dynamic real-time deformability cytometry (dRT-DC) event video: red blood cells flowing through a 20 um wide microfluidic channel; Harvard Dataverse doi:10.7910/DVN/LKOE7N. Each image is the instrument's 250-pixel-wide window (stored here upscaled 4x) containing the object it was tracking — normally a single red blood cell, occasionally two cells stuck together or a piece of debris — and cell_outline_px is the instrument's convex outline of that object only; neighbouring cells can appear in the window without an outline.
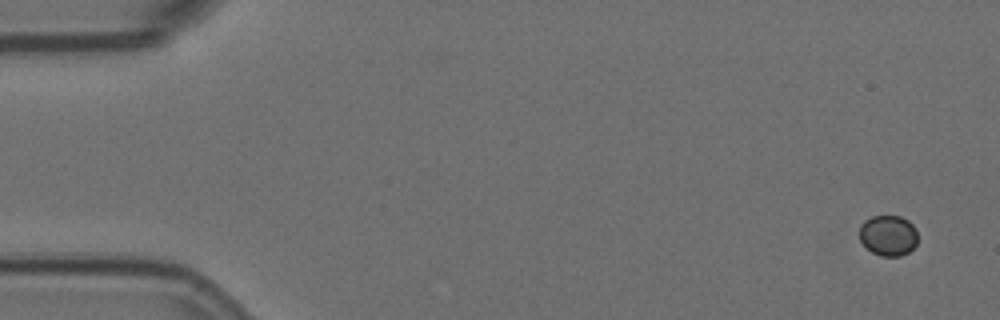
{"species": "Egyptian fruit bat (a non-hibernating species)", "species_latin": "Rousettus aegyptiacus", "temperature_condition": "room temperature", "stored_images_in_passage": 3, "camera_frame_rate_fps": 3000, "um_per_image_px": 0.085, "animal": {"sex": "female"}, "frame": {"image": 1, "passage_image": 1, "time_ms": 0.0, "image_size_px": [1000, 320], "cell_outline_px": [[916, 244], [908, 252], [900, 256], [880, 256], [872, 252], [860, 240], [860, 224], [864, 220], [872, 216], [900, 216], [908, 220], [916, 228]], "centroid_in_image_um": [75.49, 20.0], "position_along_channel_um": 9.5, "area_um2": 13.76}}